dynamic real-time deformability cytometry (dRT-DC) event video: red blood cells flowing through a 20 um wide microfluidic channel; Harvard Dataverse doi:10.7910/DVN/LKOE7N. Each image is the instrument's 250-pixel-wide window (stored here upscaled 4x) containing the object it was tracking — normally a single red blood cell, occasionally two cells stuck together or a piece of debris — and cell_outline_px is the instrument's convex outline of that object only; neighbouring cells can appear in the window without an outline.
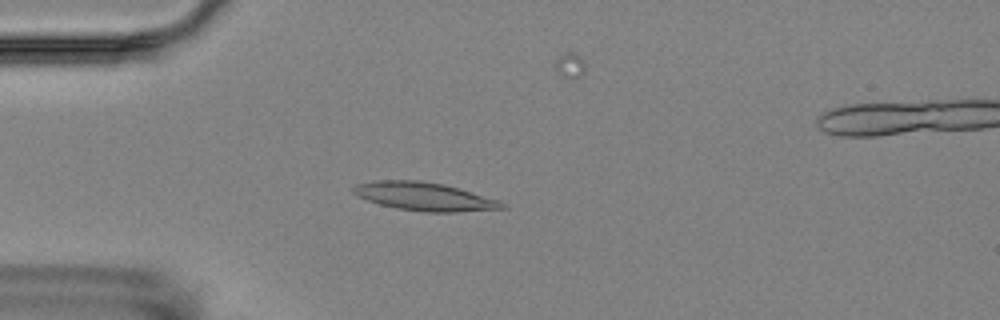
{"species": "Egyptian fruit bat (a non-hibernating species)", "species_latin": "Rousettus aegyptiacus", "temperature_condition": "room temperature", "stored_images_in_passage": 6, "camera_frame_rate_fps": 3000, "um_per_image_px": 0.085, "animal": {"sex": "female"}, "frame": {"image": 1, "passage_image": 5, "time_ms": 4.333, "image_size_px": [1000, 320], "cell_outline_px": [[508, 208], [456, 212], [424, 212], [396, 208], [380, 204], [356, 196], [352, 192], [352, 188], [356, 184], [376, 180], [420, 180], [444, 184], [460, 188], [500, 200]], "centroid_in_image_um": [36.08, 16.7], "position_along_channel_um": 48.9, "area_um2": 24.68}}